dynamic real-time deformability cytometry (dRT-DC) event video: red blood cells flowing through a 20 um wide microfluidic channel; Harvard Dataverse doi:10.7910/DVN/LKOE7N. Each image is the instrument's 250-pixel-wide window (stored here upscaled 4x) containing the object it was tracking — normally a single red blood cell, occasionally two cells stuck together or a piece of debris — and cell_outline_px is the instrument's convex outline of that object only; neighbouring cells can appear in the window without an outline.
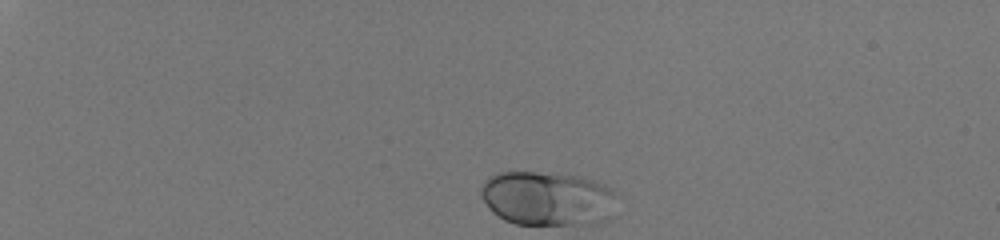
{"species": "human", "species_latin": "Homo sapiens", "temperature_condition": "room temperature", "stored_images_in_passage": 36, "camera_frame_rate_fps": 3000, "um_per_image_px": 0.085, "donor": {"sex": "male"}, "frame": {"image": 1, "passage_image": 1, "time_ms": 0.0, "image_size_px": [1000, 240], "cell_outline_px": [[616, 216], [608, 220], [592, 224], [516, 224], [504, 220], [492, 212], [480, 196], [480, 188], [488, 176], [496, 172], [556, 172], [580, 176], [604, 184], [612, 188]], "centroid_in_image_um": [46.55, 16.86], "position_along_channel_um": 38.5, "area_um2": 43.81}}
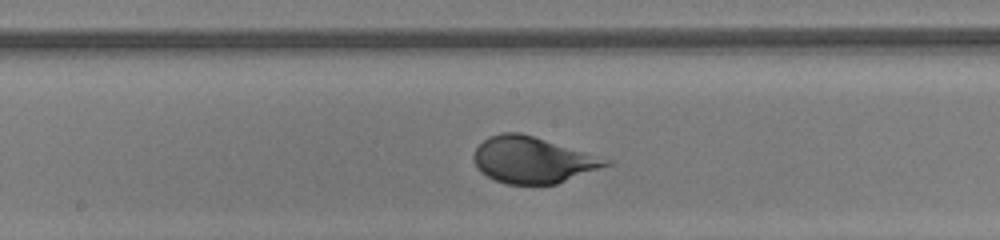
{"frame": {"image": 2, "passage_image": 21, "time_ms": 6.667, "image_size_px": [1000, 240], "cell_outline_px": [[616, 160], [612, 164], [556, 184], [508, 184], [496, 180], [480, 172], [472, 160], [472, 156], [476, 148], [488, 136], [500, 132], [520, 132]], "centroid_in_image_um": [45.3, 13.58], "position_along_channel_um": 202.9, "area_um2": 35.95}}
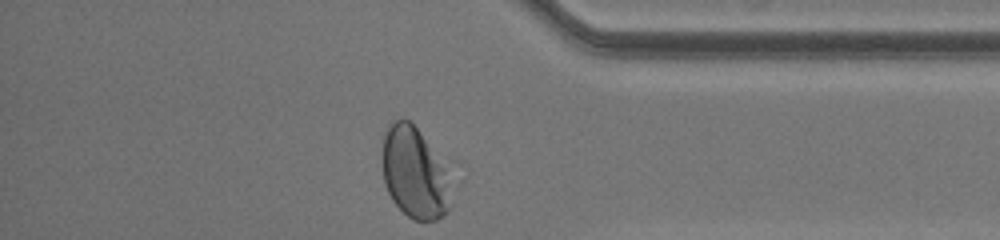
{"frame": {"image": 3, "passage_image": 36, "time_ms": 11.667, "image_size_px": [1000, 240], "cell_outline_px": [[448, 212], [436, 220], [412, 220], [392, 200], [384, 184], [380, 156], [384, 132], [388, 124], [392, 120], [408, 120], [416, 128], [448, 164]], "centroid_in_image_um": [35.19, 14.65], "position_along_channel_um": 400.0, "area_um2": 37.05}, "authors_computed_cell_mechanics": {"area_um2": 37.9457, "velocity_mm_per_s": 4.0556, "shape_relaxation_time_tau1_ms": 2.6323, "shape_relaxation_time_tau2_ms": null, "deformation_change_tau1": 0.1784, "deformation_change_tau2": null}}